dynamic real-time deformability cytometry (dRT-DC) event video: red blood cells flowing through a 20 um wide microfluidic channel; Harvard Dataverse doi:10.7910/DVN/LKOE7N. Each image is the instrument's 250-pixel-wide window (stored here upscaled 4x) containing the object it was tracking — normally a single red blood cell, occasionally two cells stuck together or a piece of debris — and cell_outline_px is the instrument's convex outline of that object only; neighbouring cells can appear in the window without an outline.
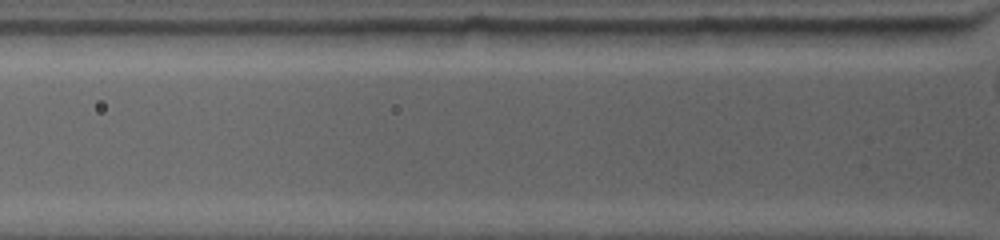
{"species": "common noctule bat (a hibernating species)", "species_latin": "Nyctalus noctula", "temperature_condition": "warm", "stored_images_in_passage": 2, "camera_frame_rate_fps": 4500, "um_per_image_px": 0.085, "animal": {"sex": "female", "body_mass_g": 19.0, "forearm_length_mm": 53.3}, "frame": {"image": 1, "passage_image": 2, "time_ms": 0.667, "image_size_px": [1000, 240], "cell_outline_px": [[944, 36], [936, 44], [896, 48], [840, 44], [820, 32], [820, 28], [940, 28], [944, 32]], "centroid_in_image_um": [75.22, 3.11], "position_along_channel_um": 50.6, "area_um2": 14.57}}